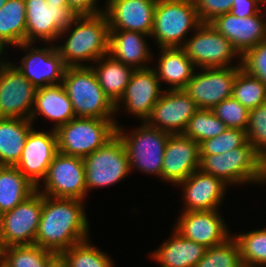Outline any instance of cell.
Masks as SVG:
<instances>
[{
	"label": "cell",
	"mask_w": 266,
	"mask_h": 267,
	"mask_svg": "<svg viewBox=\"0 0 266 267\" xmlns=\"http://www.w3.org/2000/svg\"><path fill=\"white\" fill-rule=\"evenodd\" d=\"M7 0H0V8L4 6Z\"/></svg>",
	"instance_id": "cell-49"
},
{
	"label": "cell",
	"mask_w": 266,
	"mask_h": 267,
	"mask_svg": "<svg viewBox=\"0 0 266 267\" xmlns=\"http://www.w3.org/2000/svg\"><path fill=\"white\" fill-rule=\"evenodd\" d=\"M201 24L193 0H157L150 36L159 48L183 47L189 30Z\"/></svg>",
	"instance_id": "cell-5"
},
{
	"label": "cell",
	"mask_w": 266,
	"mask_h": 267,
	"mask_svg": "<svg viewBox=\"0 0 266 267\" xmlns=\"http://www.w3.org/2000/svg\"><path fill=\"white\" fill-rule=\"evenodd\" d=\"M183 187L184 211L217 210L224 200L226 186L220 178L194 171L185 180L178 183Z\"/></svg>",
	"instance_id": "cell-23"
},
{
	"label": "cell",
	"mask_w": 266,
	"mask_h": 267,
	"mask_svg": "<svg viewBox=\"0 0 266 267\" xmlns=\"http://www.w3.org/2000/svg\"><path fill=\"white\" fill-rule=\"evenodd\" d=\"M46 267H68L61 254H55L46 264Z\"/></svg>",
	"instance_id": "cell-45"
},
{
	"label": "cell",
	"mask_w": 266,
	"mask_h": 267,
	"mask_svg": "<svg viewBox=\"0 0 266 267\" xmlns=\"http://www.w3.org/2000/svg\"><path fill=\"white\" fill-rule=\"evenodd\" d=\"M156 251L150 253L151 259L161 267H195L203 258L206 247L182 237L176 230Z\"/></svg>",
	"instance_id": "cell-25"
},
{
	"label": "cell",
	"mask_w": 266,
	"mask_h": 267,
	"mask_svg": "<svg viewBox=\"0 0 266 267\" xmlns=\"http://www.w3.org/2000/svg\"><path fill=\"white\" fill-rule=\"evenodd\" d=\"M195 267H244L240 247L234 236L221 244L207 248Z\"/></svg>",
	"instance_id": "cell-37"
},
{
	"label": "cell",
	"mask_w": 266,
	"mask_h": 267,
	"mask_svg": "<svg viewBox=\"0 0 266 267\" xmlns=\"http://www.w3.org/2000/svg\"><path fill=\"white\" fill-rule=\"evenodd\" d=\"M257 0H233L230 13L237 17H249L261 13Z\"/></svg>",
	"instance_id": "cell-43"
},
{
	"label": "cell",
	"mask_w": 266,
	"mask_h": 267,
	"mask_svg": "<svg viewBox=\"0 0 266 267\" xmlns=\"http://www.w3.org/2000/svg\"><path fill=\"white\" fill-rule=\"evenodd\" d=\"M0 40L5 45L26 42V5L24 0H7L0 8Z\"/></svg>",
	"instance_id": "cell-31"
},
{
	"label": "cell",
	"mask_w": 266,
	"mask_h": 267,
	"mask_svg": "<svg viewBox=\"0 0 266 267\" xmlns=\"http://www.w3.org/2000/svg\"><path fill=\"white\" fill-rule=\"evenodd\" d=\"M264 17L259 12L249 17H237L230 12L216 17L210 24L224 35L242 56L248 49L266 39Z\"/></svg>",
	"instance_id": "cell-22"
},
{
	"label": "cell",
	"mask_w": 266,
	"mask_h": 267,
	"mask_svg": "<svg viewBox=\"0 0 266 267\" xmlns=\"http://www.w3.org/2000/svg\"><path fill=\"white\" fill-rule=\"evenodd\" d=\"M198 109L184 89H166L154 105L146 123L170 134H183Z\"/></svg>",
	"instance_id": "cell-16"
},
{
	"label": "cell",
	"mask_w": 266,
	"mask_h": 267,
	"mask_svg": "<svg viewBox=\"0 0 266 267\" xmlns=\"http://www.w3.org/2000/svg\"><path fill=\"white\" fill-rule=\"evenodd\" d=\"M235 236L244 267L266 266V229H256Z\"/></svg>",
	"instance_id": "cell-35"
},
{
	"label": "cell",
	"mask_w": 266,
	"mask_h": 267,
	"mask_svg": "<svg viewBox=\"0 0 266 267\" xmlns=\"http://www.w3.org/2000/svg\"><path fill=\"white\" fill-rule=\"evenodd\" d=\"M43 180L44 192L39 187H36V190L45 196L77 200H84L86 196L85 167L82 157L58 152Z\"/></svg>",
	"instance_id": "cell-9"
},
{
	"label": "cell",
	"mask_w": 266,
	"mask_h": 267,
	"mask_svg": "<svg viewBox=\"0 0 266 267\" xmlns=\"http://www.w3.org/2000/svg\"><path fill=\"white\" fill-rule=\"evenodd\" d=\"M62 85L76 117L114 120L115 104L104 93L90 65L66 67Z\"/></svg>",
	"instance_id": "cell-3"
},
{
	"label": "cell",
	"mask_w": 266,
	"mask_h": 267,
	"mask_svg": "<svg viewBox=\"0 0 266 267\" xmlns=\"http://www.w3.org/2000/svg\"><path fill=\"white\" fill-rule=\"evenodd\" d=\"M218 210L183 211L174 230L182 237L206 248L225 242L231 235Z\"/></svg>",
	"instance_id": "cell-19"
},
{
	"label": "cell",
	"mask_w": 266,
	"mask_h": 267,
	"mask_svg": "<svg viewBox=\"0 0 266 267\" xmlns=\"http://www.w3.org/2000/svg\"><path fill=\"white\" fill-rule=\"evenodd\" d=\"M241 66L248 74L266 85V39L241 56Z\"/></svg>",
	"instance_id": "cell-41"
},
{
	"label": "cell",
	"mask_w": 266,
	"mask_h": 267,
	"mask_svg": "<svg viewBox=\"0 0 266 267\" xmlns=\"http://www.w3.org/2000/svg\"><path fill=\"white\" fill-rule=\"evenodd\" d=\"M32 124L29 119L0 118V166H16Z\"/></svg>",
	"instance_id": "cell-28"
},
{
	"label": "cell",
	"mask_w": 266,
	"mask_h": 267,
	"mask_svg": "<svg viewBox=\"0 0 266 267\" xmlns=\"http://www.w3.org/2000/svg\"><path fill=\"white\" fill-rule=\"evenodd\" d=\"M228 127L211 109H198L189 120L184 135L198 144L222 134Z\"/></svg>",
	"instance_id": "cell-36"
},
{
	"label": "cell",
	"mask_w": 266,
	"mask_h": 267,
	"mask_svg": "<svg viewBox=\"0 0 266 267\" xmlns=\"http://www.w3.org/2000/svg\"><path fill=\"white\" fill-rule=\"evenodd\" d=\"M157 0H107L104 12L110 30L141 32L150 37Z\"/></svg>",
	"instance_id": "cell-21"
},
{
	"label": "cell",
	"mask_w": 266,
	"mask_h": 267,
	"mask_svg": "<svg viewBox=\"0 0 266 267\" xmlns=\"http://www.w3.org/2000/svg\"><path fill=\"white\" fill-rule=\"evenodd\" d=\"M91 65L98 82L104 93L115 104L123 94L128 85L134 69L120 61H117L109 54L102 56Z\"/></svg>",
	"instance_id": "cell-29"
},
{
	"label": "cell",
	"mask_w": 266,
	"mask_h": 267,
	"mask_svg": "<svg viewBox=\"0 0 266 267\" xmlns=\"http://www.w3.org/2000/svg\"><path fill=\"white\" fill-rule=\"evenodd\" d=\"M199 166V144L184 134H170L164 151L161 179L178 185Z\"/></svg>",
	"instance_id": "cell-20"
},
{
	"label": "cell",
	"mask_w": 266,
	"mask_h": 267,
	"mask_svg": "<svg viewBox=\"0 0 266 267\" xmlns=\"http://www.w3.org/2000/svg\"><path fill=\"white\" fill-rule=\"evenodd\" d=\"M199 169L227 185L266 182L264 159L248 141L222 154H200Z\"/></svg>",
	"instance_id": "cell-4"
},
{
	"label": "cell",
	"mask_w": 266,
	"mask_h": 267,
	"mask_svg": "<svg viewBox=\"0 0 266 267\" xmlns=\"http://www.w3.org/2000/svg\"><path fill=\"white\" fill-rule=\"evenodd\" d=\"M26 5V42H53L76 14L68 4H51L46 0H24Z\"/></svg>",
	"instance_id": "cell-11"
},
{
	"label": "cell",
	"mask_w": 266,
	"mask_h": 267,
	"mask_svg": "<svg viewBox=\"0 0 266 267\" xmlns=\"http://www.w3.org/2000/svg\"><path fill=\"white\" fill-rule=\"evenodd\" d=\"M247 141L246 130L228 128L217 137L201 142L199 144L200 154H222L243 146Z\"/></svg>",
	"instance_id": "cell-38"
},
{
	"label": "cell",
	"mask_w": 266,
	"mask_h": 267,
	"mask_svg": "<svg viewBox=\"0 0 266 267\" xmlns=\"http://www.w3.org/2000/svg\"><path fill=\"white\" fill-rule=\"evenodd\" d=\"M247 140L263 158H266V102L249 110L246 127Z\"/></svg>",
	"instance_id": "cell-39"
},
{
	"label": "cell",
	"mask_w": 266,
	"mask_h": 267,
	"mask_svg": "<svg viewBox=\"0 0 266 267\" xmlns=\"http://www.w3.org/2000/svg\"><path fill=\"white\" fill-rule=\"evenodd\" d=\"M201 23H210L216 17L230 12L233 0H193Z\"/></svg>",
	"instance_id": "cell-42"
},
{
	"label": "cell",
	"mask_w": 266,
	"mask_h": 267,
	"mask_svg": "<svg viewBox=\"0 0 266 267\" xmlns=\"http://www.w3.org/2000/svg\"><path fill=\"white\" fill-rule=\"evenodd\" d=\"M36 191L16 166H0V215L12 210Z\"/></svg>",
	"instance_id": "cell-30"
},
{
	"label": "cell",
	"mask_w": 266,
	"mask_h": 267,
	"mask_svg": "<svg viewBox=\"0 0 266 267\" xmlns=\"http://www.w3.org/2000/svg\"><path fill=\"white\" fill-rule=\"evenodd\" d=\"M264 174L266 176V158L264 159Z\"/></svg>",
	"instance_id": "cell-50"
},
{
	"label": "cell",
	"mask_w": 266,
	"mask_h": 267,
	"mask_svg": "<svg viewBox=\"0 0 266 267\" xmlns=\"http://www.w3.org/2000/svg\"><path fill=\"white\" fill-rule=\"evenodd\" d=\"M55 121L53 129L68 123L76 116L72 103L62 84L38 88L36 90L34 108L30 116L33 122L38 115Z\"/></svg>",
	"instance_id": "cell-26"
},
{
	"label": "cell",
	"mask_w": 266,
	"mask_h": 267,
	"mask_svg": "<svg viewBox=\"0 0 266 267\" xmlns=\"http://www.w3.org/2000/svg\"><path fill=\"white\" fill-rule=\"evenodd\" d=\"M257 2H258L259 4H260V3H261V4H262V3L264 4V3H266V0H257Z\"/></svg>",
	"instance_id": "cell-51"
},
{
	"label": "cell",
	"mask_w": 266,
	"mask_h": 267,
	"mask_svg": "<svg viewBox=\"0 0 266 267\" xmlns=\"http://www.w3.org/2000/svg\"><path fill=\"white\" fill-rule=\"evenodd\" d=\"M145 37L148 35L141 32L110 30L108 54L134 70L149 68L146 62L152 54Z\"/></svg>",
	"instance_id": "cell-24"
},
{
	"label": "cell",
	"mask_w": 266,
	"mask_h": 267,
	"mask_svg": "<svg viewBox=\"0 0 266 267\" xmlns=\"http://www.w3.org/2000/svg\"><path fill=\"white\" fill-rule=\"evenodd\" d=\"M182 47L187 57L196 67L225 68L229 66L234 56L241 55L232 46V43L210 23H202Z\"/></svg>",
	"instance_id": "cell-10"
},
{
	"label": "cell",
	"mask_w": 266,
	"mask_h": 267,
	"mask_svg": "<svg viewBox=\"0 0 266 267\" xmlns=\"http://www.w3.org/2000/svg\"><path fill=\"white\" fill-rule=\"evenodd\" d=\"M232 97L248 110L255 109L266 102V85L241 68L233 84Z\"/></svg>",
	"instance_id": "cell-32"
},
{
	"label": "cell",
	"mask_w": 266,
	"mask_h": 267,
	"mask_svg": "<svg viewBox=\"0 0 266 267\" xmlns=\"http://www.w3.org/2000/svg\"><path fill=\"white\" fill-rule=\"evenodd\" d=\"M57 153L56 131L51 128L50 133H46L32 128L16 167L31 183L41 187L40 179L42 181L45 178L48 167Z\"/></svg>",
	"instance_id": "cell-18"
},
{
	"label": "cell",
	"mask_w": 266,
	"mask_h": 267,
	"mask_svg": "<svg viewBox=\"0 0 266 267\" xmlns=\"http://www.w3.org/2000/svg\"><path fill=\"white\" fill-rule=\"evenodd\" d=\"M83 160L87 192L118 183L131 172L126 147L118 134Z\"/></svg>",
	"instance_id": "cell-8"
},
{
	"label": "cell",
	"mask_w": 266,
	"mask_h": 267,
	"mask_svg": "<svg viewBox=\"0 0 266 267\" xmlns=\"http://www.w3.org/2000/svg\"><path fill=\"white\" fill-rule=\"evenodd\" d=\"M117 120L75 117L56 131L58 152L84 158L117 134Z\"/></svg>",
	"instance_id": "cell-6"
},
{
	"label": "cell",
	"mask_w": 266,
	"mask_h": 267,
	"mask_svg": "<svg viewBox=\"0 0 266 267\" xmlns=\"http://www.w3.org/2000/svg\"><path fill=\"white\" fill-rule=\"evenodd\" d=\"M98 0H67L68 6L78 15L96 14L104 11L97 8ZM96 6V7H95Z\"/></svg>",
	"instance_id": "cell-44"
},
{
	"label": "cell",
	"mask_w": 266,
	"mask_h": 267,
	"mask_svg": "<svg viewBox=\"0 0 266 267\" xmlns=\"http://www.w3.org/2000/svg\"><path fill=\"white\" fill-rule=\"evenodd\" d=\"M72 26L75 28L71 29ZM65 33L67 40L56 47L66 67L88 66L82 62L94 63L108 54L110 27L104 11L77 15L73 22L61 31L59 38Z\"/></svg>",
	"instance_id": "cell-2"
},
{
	"label": "cell",
	"mask_w": 266,
	"mask_h": 267,
	"mask_svg": "<svg viewBox=\"0 0 266 267\" xmlns=\"http://www.w3.org/2000/svg\"><path fill=\"white\" fill-rule=\"evenodd\" d=\"M42 213V193L37 190L12 210L0 215V235L5 247L32 245Z\"/></svg>",
	"instance_id": "cell-12"
},
{
	"label": "cell",
	"mask_w": 266,
	"mask_h": 267,
	"mask_svg": "<svg viewBox=\"0 0 266 267\" xmlns=\"http://www.w3.org/2000/svg\"><path fill=\"white\" fill-rule=\"evenodd\" d=\"M241 68V59L233 67L202 68L203 72H195L184 90L199 109L212 110L223 100L232 97L233 84Z\"/></svg>",
	"instance_id": "cell-13"
},
{
	"label": "cell",
	"mask_w": 266,
	"mask_h": 267,
	"mask_svg": "<svg viewBox=\"0 0 266 267\" xmlns=\"http://www.w3.org/2000/svg\"><path fill=\"white\" fill-rule=\"evenodd\" d=\"M47 3L51 4H68L67 0H46Z\"/></svg>",
	"instance_id": "cell-48"
},
{
	"label": "cell",
	"mask_w": 266,
	"mask_h": 267,
	"mask_svg": "<svg viewBox=\"0 0 266 267\" xmlns=\"http://www.w3.org/2000/svg\"><path fill=\"white\" fill-rule=\"evenodd\" d=\"M157 68L159 82L170 85L169 90L185 89L195 73V64L182 47L161 48Z\"/></svg>",
	"instance_id": "cell-27"
},
{
	"label": "cell",
	"mask_w": 266,
	"mask_h": 267,
	"mask_svg": "<svg viewBox=\"0 0 266 267\" xmlns=\"http://www.w3.org/2000/svg\"><path fill=\"white\" fill-rule=\"evenodd\" d=\"M56 253L36 244L5 247L4 267H46Z\"/></svg>",
	"instance_id": "cell-33"
},
{
	"label": "cell",
	"mask_w": 266,
	"mask_h": 267,
	"mask_svg": "<svg viewBox=\"0 0 266 267\" xmlns=\"http://www.w3.org/2000/svg\"><path fill=\"white\" fill-rule=\"evenodd\" d=\"M7 45H5L1 40H0V56L2 55V53L4 52V47H6ZM6 62H4L3 60L0 61V68L3 67L4 65L8 64L9 62L7 60H5Z\"/></svg>",
	"instance_id": "cell-47"
},
{
	"label": "cell",
	"mask_w": 266,
	"mask_h": 267,
	"mask_svg": "<svg viewBox=\"0 0 266 267\" xmlns=\"http://www.w3.org/2000/svg\"><path fill=\"white\" fill-rule=\"evenodd\" d=\"M32 44L25 42L17 46L29 52L22 57L19 66L15 67L36 89L62 84L66 66L56 45L36 48Z\"/></svg>",
	"instance_id": "cell-15"
},
{
	"label": "cell",
	"mask_w": 266,
	"mask_h": 267,
	"mask_svg": "<svg viewBox=\"0 0 266 267\" xmlns=\"http://www.w3.org/2000/svg\"><path fill=\"white\" fill-rule=\"evenodd\" d=\"M161 89V84L154 68L134 70L123 94L115 103L116 113L122 107L120 103L123 102L122 104L128 113L146 122L154 105L164 91Z\"/></svg>",
	"instance_id": "cell-17"
},
{
	"label": "cell",
	"mask_w": 266,
	"mask_h": 267,
	"mask_svg": "<svg viewBox=\"0 0 266 267\" xmlns=\"http://www.w3.org/2000/svg\"><path fill=\"white\" fill-rule=\"evenodd\" d=\"M262 16H263V17H265V16H266V14H265V15H264V14H262ZM264 20H265V25H266V19H264Z\"/></svg>",
	"instance_id": "cell-52"
},
{
	"label": "cell",
	"mask_w": 266,
	"mask_h": 267,
	"mask_svg": "<svg viewBox=\"0 0 266 267\" xmlns=\"http://www.w3.org/2000/svg\"><path fill=\"white\" fill-rule=\"evenodd\" d=\"M88 242L89 238L60 253L68 267H113L109 255Z\"/></svg>",
	"instance_id": "cell-34"
},
{
	"label": "cell",
	"mask_w": 266,
	"mask_h": 267,
	"mask_svg": "<svg viewBox=\"0 0 266 267\" xmlns=\"http://www.w3.org/2000/svg\"><path fill=\"white\" fill-rule=\"evenodd\" d=\"M117 134L126 147L130 170L137 168L139 171L156 174L161 178L164 151L170 133L143 122L129 135L117 125Z\"/></svg>",
	"instance_id": "cell-7"
},
{
	"label": "cell",
	"mask_w": 266,
	"mask_h": 267,
	"mask_svg": "<svg viewBox=\"0 0 266 267\" xmlns=\"http://www.w3.org/2000/svg\"><path fill=\"white\" fill-rule=\"evenodd\" d=\"M212 111L228 128L246 130L249 110L233 97L223 100Z\"/></svg>",
	"instance_id": "cell-40"
},
{
	"label": "cell",
	"mask_w": 266,
	"mask_h": 267,
	"mask_svg": "<svg viewBox=\"0 0 266 267\" xmlns=\"http://www.w3.org/2000/svg\"><path fill=\"white\" fill-rule=\"evenodd\" d=\"M4 254H5V245L3 243L2 236L0 235V265L3 264Z\"/></svg>",
	"instance_id": "cell-46"
},
{
	"label": "cell",
	"mask_w": 266,
	"mask_h": 267,
	"mask_svg": "<svg viewBox=\"0 0 266 267\" xmlns=\"http://www.w3.org/2000/svg\"><path fill=\"white\" fill-rule=\"evenodd\" d=\"M36 88L10 62L0 68V118L29 119Z\"/></svg>",
	"instance_id": "cell-14"
},
{
	"label": "cell",
	"mask_w": 266,
	"mask_h": 267,
	"mask_svg": "<svg viewBox=\"0 0 266 267\" xmlns=\"http://www.w3.org/2000/svg\"><path fill=\"white\" fill-rule=\"evenodd\" d=\"M83 200L42 194V213L34 244L56 254L88 239Z\"/></svg>",
	"instance_id": "cell-1"
}]
</instances>
